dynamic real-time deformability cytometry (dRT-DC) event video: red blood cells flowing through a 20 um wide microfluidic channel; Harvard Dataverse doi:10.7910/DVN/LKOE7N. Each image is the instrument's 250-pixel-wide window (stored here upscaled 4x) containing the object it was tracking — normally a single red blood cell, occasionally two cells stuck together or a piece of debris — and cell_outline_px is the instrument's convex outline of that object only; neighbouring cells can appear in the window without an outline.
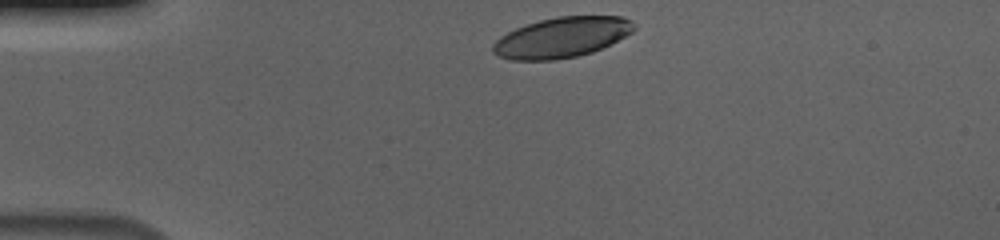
{"species": "human", "species_latin": "Homo sapiens", "temperature_condition": "cold", "stored_images_in_passage": 35, "camera_frame_rate_fps": 3000, "um_per_image_px": 0.085, "donor": {"sex": "male"}, "frame": {"image": 1, "passage_image": 1, "time_ms": 0.0, "image_size_px": [1000, 240], "cell_outline_px": [[636, 28], [632, 32], [592, 52], [576, 56], [556, 60], [512, 60], [500, 56], [492, 52], [492, 44], [500, 36], [516, 28], [540, 20], [556, 16], [620, 16], [632, 20], [636, 24]], "centroid_in_image_um": [47.74, 3.17], "position_along_channel_um": 37.3, "area_um2": 33.0}}
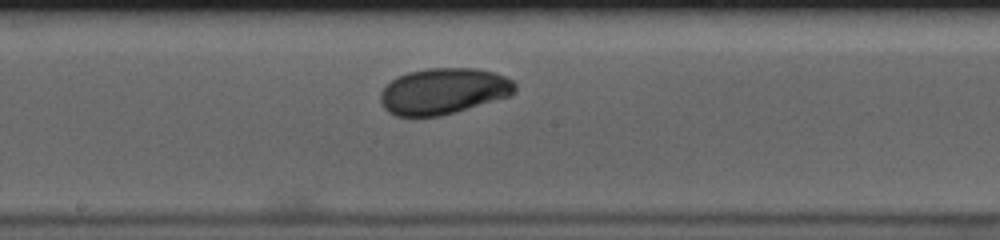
{"frame": {"image": 2, "passage_image": 19, "time_ms": 6.0, "image_size_px": [1000, 240], "cell_outline_px": [[516, 88], [508, 96], [456, 112], [440, 116], [396, 116], [388, 112], [384, 108], [380, 100], [380, 92], [392, 80], [408, 72], [428, 68], [476, 68], [492, 72], [504, 76], [512, 80], [516, 84]], "centroid_in_image_um": [37.67, 7.75], "position_along_channel_um": 210.5, "area_um2": 35.89}}
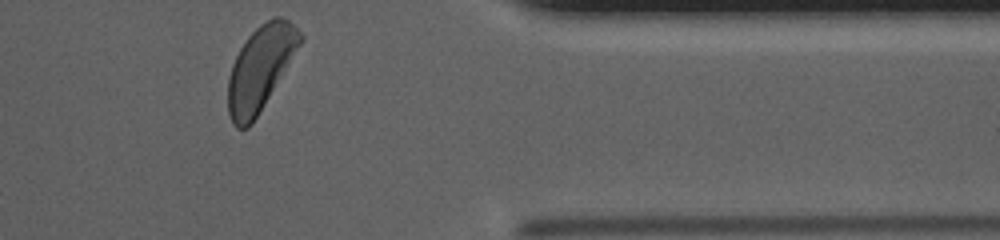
{"frame": {"image": 3, "passage_image": 35, "time_ms": 11.333, "image_size_px": [1000, 240], "cell_outline_px": [[304, 40], [252, 124], [248, 128], [236, 128], [232, 124], [228, 112], [228, 80], [232, 64], [240, 48], [248, 36], [260, 24], [276, 16], [284, 16], [304, 36]], "centroid_in_image_um": [22.13, 5.8], "position_along_channel_um": 389.3, "area_um2": 35.26}, "authors_computed_cell_mechanics": {"area_um2": 35.6048, "velocity_mm_per_s": 3.6478, "shape_relaxation_time_tau1_ms": 5.1546, "shape_relaxation_time_tau2_ms": null, "deformation_change_tau1": 0.1818, "deformation_change_tau2": null}}